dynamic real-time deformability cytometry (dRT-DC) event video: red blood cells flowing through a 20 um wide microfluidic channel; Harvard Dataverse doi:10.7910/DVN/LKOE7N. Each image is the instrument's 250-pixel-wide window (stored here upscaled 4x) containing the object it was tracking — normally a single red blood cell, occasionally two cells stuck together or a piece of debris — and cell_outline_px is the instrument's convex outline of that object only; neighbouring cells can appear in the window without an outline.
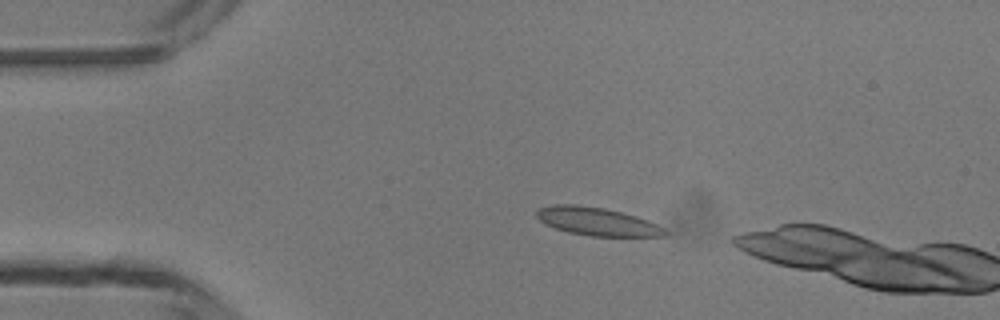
{"species": "common noctule bat (a hibernating species)", "species_latin": "Nyctalus noctula", "temperature_condition": "room temperature", "stored_images_in_passage": 2, "camera_frame_rate_fps": 3000, "um_per_image_px": 0.085, "animal": {"sex": "male", "body_mass_g": 13.3}, "frame": {"image": 1, "passage_image": 1, "time_ms": 0.0, "image_size_px": [1000, 320], "cell_outline_px": [[672, 232], [668, 236], [592, 236], [568, 232], [544, 224], [536, 216], [536, 212], [540, 208], [556, 204], [576, 204], [604, 208], [620, 212], [648, 220]], "centroid_in_image_um": [50.78, 18.83], "position_along_channel_um": 34.2, "area_um2": 20.98}}